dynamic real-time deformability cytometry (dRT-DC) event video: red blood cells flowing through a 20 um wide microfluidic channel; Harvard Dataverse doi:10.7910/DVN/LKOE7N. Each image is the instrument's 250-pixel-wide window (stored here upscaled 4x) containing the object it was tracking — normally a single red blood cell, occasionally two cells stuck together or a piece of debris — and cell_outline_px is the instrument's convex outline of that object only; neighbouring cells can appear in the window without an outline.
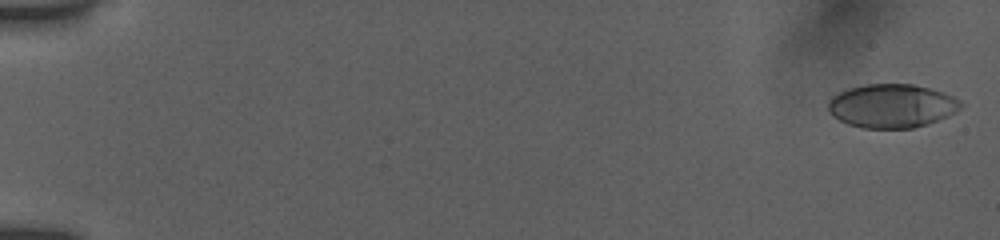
{"species": "human", "species_latin": "Homo sapiens", "temperature_condition": "room temperature", "stored_images_in_passage": 54, "camera_frame_rate_fps": 3000, "um_per_image_px": 0.085, "donor": {"sex": "female"}, "frame": {"image": 1, "passage_image": 1, "time_ms": 0.0, "image_size_px": [1000, 240], "cell_outline_px": [[964, 104], [956, 112], [948, 116], [928, 124], [912, 128], [860, 128], [848, 124], [832, 116], [828, 112], [828, 100], [832, 96], [848, 88], [868, 84], [912, 84], [932, 88], [944, 92], [960, 100]], "centroid_in_image_um": [75.81, 9.0], "position_along_channel_um": 9.2, "area_um2": 34.04}}
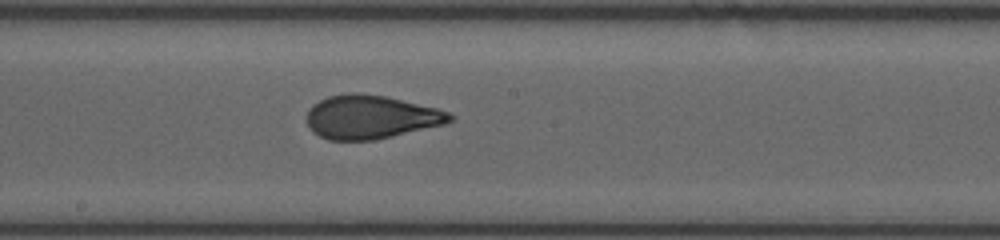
{"frame": {"image": 2, "passage_image": 31, "time_ms": 10.0, "image_size_px": [1000, 240], "cell_outline_px": [[456, 116], [452, 120], [444, 124], [392, 136], [372, 140], [328, 140], [312, 132], [308, 124], [308, 108], [312, 104], [328, 96], [348, 92], [356, 92], [388, 96], [452, 112]], "centroid_in_image_um": [31.52, 9.93], "position_along_channel_um": 216.7, "area_um2": 36.53}}
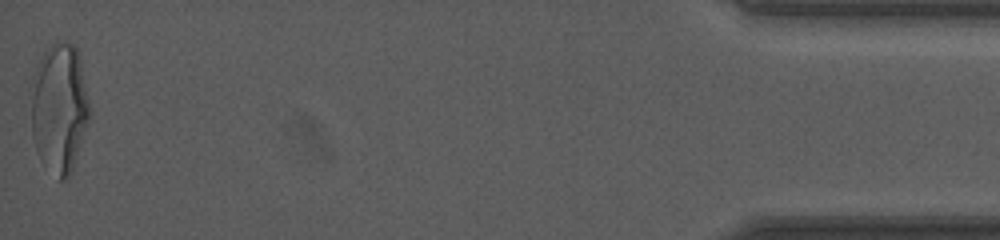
{"frame": {"image": 3, "passage_image": 54, "time_ms": 17.667, "image_size_px": [1000, 240], "cell_outline_px": [[88, 124], [72, 168], [68, 176], [64, 180], [60, 180], [40, 160], [36, 152], [32, 136], [32, 100], [36, 68], [44, 52], [56, 40], [64, 40], [72, 44], [76, 48], [80, 56], [88, 100]], "centroid_in_image_um": [5.05, 9.17], "position_along_channel_um": 430.2, "area_um2": 43.47}, "authors_computed_cell_mechanics": {"area_um2": 36.0961, "velocity_mm_per_s": 3.8765, "shape_relaxation_time_tau1_ms": null, "shape_relaxation_time_tau2_ms": 0.9141, "deformation_change_tau1": null, "deformation_change_tau2": 0.0844}}